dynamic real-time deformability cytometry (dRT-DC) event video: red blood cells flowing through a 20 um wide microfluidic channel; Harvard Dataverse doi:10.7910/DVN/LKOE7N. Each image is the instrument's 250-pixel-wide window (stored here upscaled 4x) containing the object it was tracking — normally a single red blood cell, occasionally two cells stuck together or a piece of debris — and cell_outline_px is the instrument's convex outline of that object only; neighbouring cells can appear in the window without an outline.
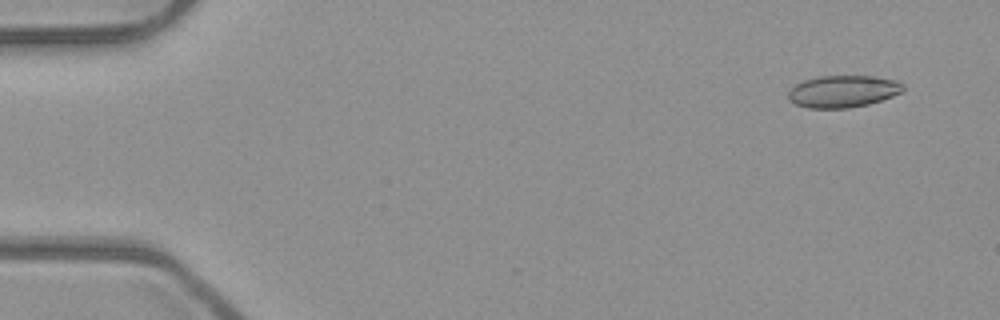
{"species": "common noctule bat (a hibernating species)", "species_latin": "Nyctalus noctula", "temperature_condition": "room temperature", "stored_images_in_passage": 6, "camera_frame_rate_fps": 3000, "um_per_image_px": 0.085, "animal": {"sex": "male", "body_mass_g": 23.1, "forearm_length_mm": 52.7}, "frame": {"image": 1, "passage_image": 1, "time_ms": 0.0, "image_size_px": [1000, 320], "cell_outline_px": [[904, 92], [868, 104], [848, 108], [808, 108], [796, 104], [788, 100], [788, 92], [796, 84], [804, 80], [820, 76], [872, 76], [896, 80], [904, 84]], "centroid_in_image_um": [71.66, 7.76], "position_along_channel_um": 13.3, "area_um2": 21.44}}
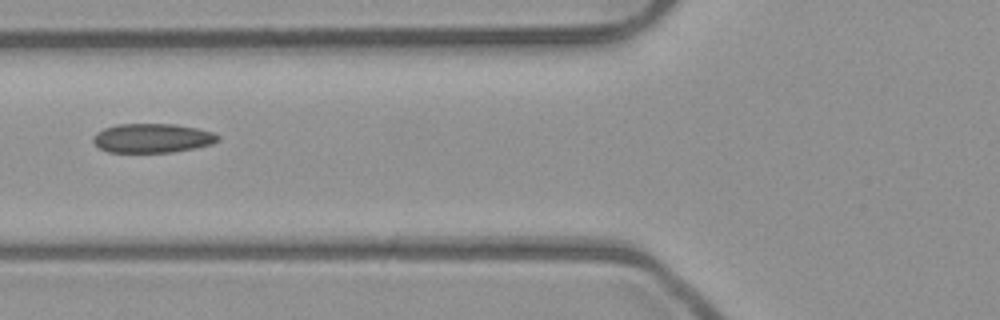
{"frame": {"image": 2, "passage_image": 6, "time_ms": 1.667, "image_size_px": [1000, 320], "cell_outline_px": [[220, 136], [212, 144], [172, 152], [108, 152], [100, 148], [92, 140], [92, 136], [96, 132], [104, 128], [116, 124], [176, 124], [196, 128], [212, 132]], "centroid_in_image_um": [12.9, 11.73], "position_along_channel_um": 112.9, "area_um2": 21.1}}